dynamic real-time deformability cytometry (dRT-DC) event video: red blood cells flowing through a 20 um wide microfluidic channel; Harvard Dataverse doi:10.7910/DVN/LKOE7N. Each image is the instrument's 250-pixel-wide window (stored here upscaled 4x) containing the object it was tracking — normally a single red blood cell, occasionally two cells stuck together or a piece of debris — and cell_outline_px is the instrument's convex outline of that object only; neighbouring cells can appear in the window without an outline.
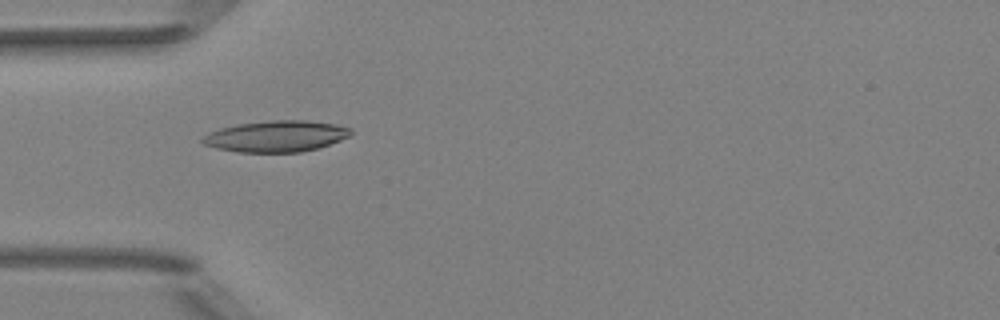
{"species": "Egyptian fruit bat (a non-hibernating species)", "species_latin": "Rousettus aegyptiacus", "temperature_condition": "room temperature", "stored_images_in_passage": 51, "camera_frame_rate_fps": 3000, "um_per_image_px": 0.085, "animal": {"sex": "female"}, "frame": {"image": 1, "passage_image": 16, "time_ms": 5.0, "image_size_px": [1000, 320], "cell_outline_px": [[352, 132], [348, 136], [340, 140], [316, 148], [300, 152], [236, 152], [216, 148], [204, 144], [200, 140], [208, 132], [220, 128], [240, 124], [272, 120], [308, 120], [336, 124], [352, 128]], "centroid_in_image_um": [23.46, 11.58], "position_along_channel_um": 61.5, "area_um2": 26.88}}
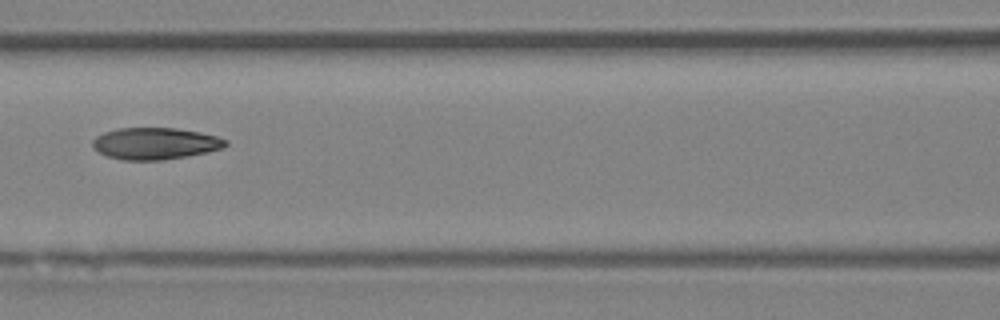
{"frame": {"image": 2, "passage_image": 23, "time_ms": 7.333, "image_size_px": [1000, 320], "cell_outline_px": [[228, 144], [224, 148], [208, 152], [188, 156], [160, 160], [120, 160], [108, 156], [100, 152], [92, 144], [92, 140], [96, 136], [104, 132], [116, 128], [176, 128], [200, 132], [216, 136], [228, 140]], "centroid_in_image_um": [13.22, 12.19], "position_along_channel_um": 153.4, "area_um2": 24.68}}
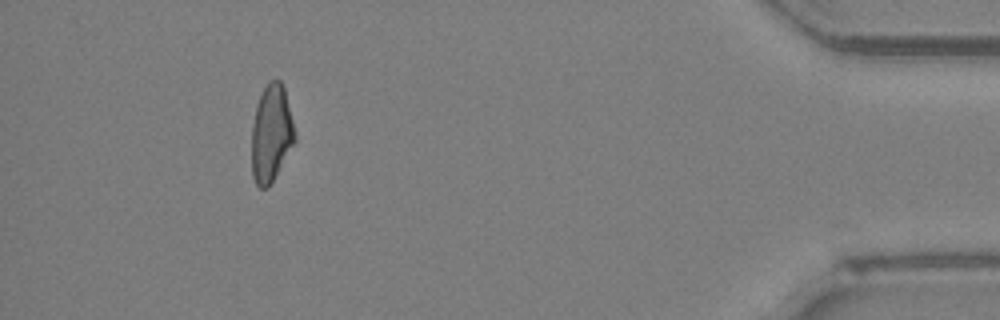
{"frame": {"image": 3, "passage_image": 47, "time_ms": 15.333, "image_size_px": [1000, 320], "cell_outline_px": [[296, 140], [268, 188], [260, 188], [256, 184], [252, 176], [252, 124], [256, 104], [268, 80], [280, 80], [284, 84], [296, 136]], "centroid_in_image_um": [23.05, 11.32], "position_along_channel_um": 412.1, "area_um2": 24.51}, "authors_computed_cell_mechanics": {"area_um2": 24.854, "velocity_mm_per_s": 4.0211, "shape_relaxation_time_tau1_ms": 7.7546, "shape_relaxation_time_tau2_ms": 3.1044, "deformation_change_tau1": 0.2127, "deformation_change_tau2": 0.1053}}